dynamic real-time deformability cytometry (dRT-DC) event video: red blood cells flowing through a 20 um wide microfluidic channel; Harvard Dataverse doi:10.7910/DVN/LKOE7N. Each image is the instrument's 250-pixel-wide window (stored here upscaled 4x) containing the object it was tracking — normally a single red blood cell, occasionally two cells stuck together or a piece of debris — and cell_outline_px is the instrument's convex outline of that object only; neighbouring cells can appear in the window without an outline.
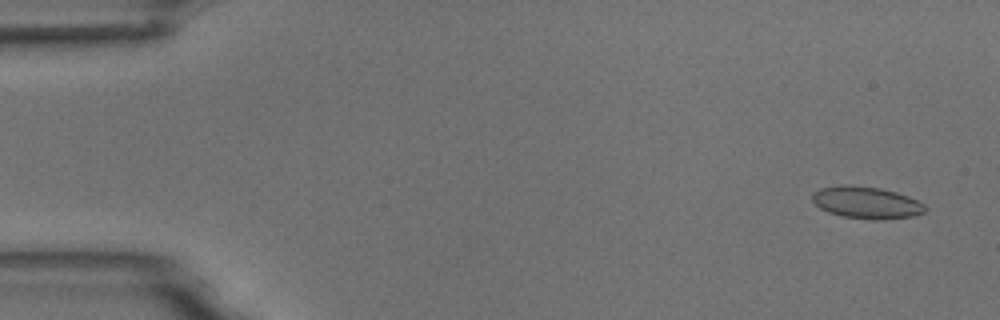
{"species": "common noctule bat (a hibernating species)", "species_latin": "Nyctalus noctula", "temperature_condition": "room temperature", "stored_images_in_passage": 10, "camera_frame_rate_fps": 3000, "um_per_image_px": 0.085, "animal": {"sex": "male", "body_mass_g": 18.8}, "frame": {"image": 1, "passage_image": 1, "time_ms": 0.0, "image_size_px": [1000, 320], "cell_outline_px": [[928, 208], [924, 212], [912, 216], [884, 220], [872, 220], [840, 216], [828, 212], [820, 208], [812, 200], [812, 192], [820, 188], [840, 184], [852, 184], [880, 188], [896, 192], [908, 196], [924, 204]], "centroid_in_image_um": [73.63, 17.21], "position_along_channel_um": 11.4, "area_um2": 21.39}}
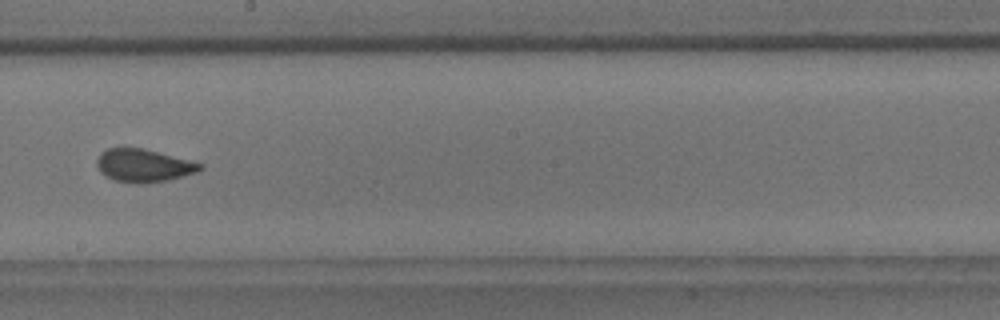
{"frame": {"image": 2, "passage_image": 9, "time_ms": 9.333, "image_size_px": [1000, 320], "cell_outline_px": [[204, 168], [196, 172], [184, 176], [168, 180], [140, 184], [136, 184], [112, 180], [100, 172], [96, 164], [96, 160], [100, 152], [108, 148], [140, 148], [204, 164]], "centroid_in_image_um": [12.17, 14.09], "position_along_channel_um": 236.0, "area_um2": 19.77}}
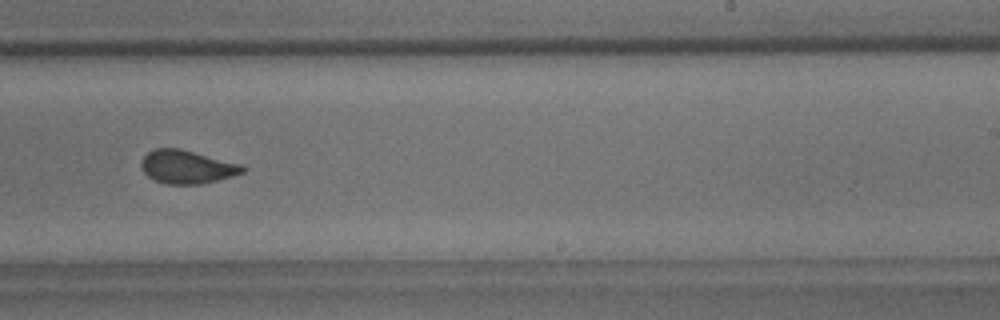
{"frame": {"image": 3, "passage_image": 10, "time_ms": 10.333, "image_size_px": [1000, 320], "cell_outline_px": [[248, 168], [244, 172], [232, 176], [200, 184], [168, 184], [156, 180], [148, 176], [144, 172], [140, 164], [144, 156], [148, 152], [156, 148], [180, 148], [244, 164]], "centroid_in_image_um": [15.94, 14.17], "position_along_channel_um": 273.1, "area_um2": 19.77}}